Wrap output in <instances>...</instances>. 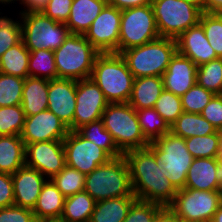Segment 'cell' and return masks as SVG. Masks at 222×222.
I'll list each match as a JSON object with an SVG mask.
<instances>
[{
    "label": "cell",
    "instance_id": "cell-37",
    "mask_svg": "<svg viewBox=\"0 0 222 222\" xmlns=\"http://www.w3.org/2000/svg\"><path fill=\"white\" fill-rule=\"evenodd\" d=\"M25 79L0 73V107L21 105Z\"/></svg>",
    "mask_w": 222,
    "mask_h": 222
},
{
    "label": "cell",
    "instance_id": "cell-47",
    "mask_svg": "<svg viewBox=\"0 0 222 222\" xmlns=\"http://www.w3.org/2000/svg\"><path fill=\"white\" fill-rule=\"evenodd\" d=\"M14 205L12 175L0 173V208Z\"/></svg>",
    "mask_w": 222,
    "mask_h": 222
},
{
    "label": "cell",
    "instance_id": "cell-19",
    "mask_svg": "<svg viewBox=\"0 0 222 222\" xmlns=\"http://www.w3.org/2000/svg\"><path fill=\"white\" fill-rule=\"evenodd\" d=\"M48 179L38 170L26 165L12 174L14 205L32 209Z\"/></svg>",
    "mask_w": 222,
    "mask_h": 222
},
{
    "label": "cell",
    "instance_id": "cell-34",
    "mask_svg": "<svg viewBox=\"0 0 222 222\" xmlns=\"http://www.w3.org/2000/svg\"><path fill=\"white\" fill-rule=\"evenodd\" d=\"M28 73L31 77L48 80L57 79L54 53L52 50L39 49L30 52Z\"/></svg>",
    "mask_w": 222,
    "mask_h": 222
},
{
    "label": "cell",
    "instance_id": "cell-41",
    "mask_svg": "<svg viewBox=\"0 0 222 222\" xmlns=\"http://www.w3.org/2000/svg\"><path fill=\"white\" fill-rule=\"evenodd\" d=\"M214 94L197 83L181 96L183 112L200 114Z\"/></svg>",
    "mask_w": 222,
    "mask_h": 222
},
{
    "label": "cell",
    "instance_id": "cell-30",
    "mask_svg": "<svg viewBox=\"0 0 222 222\" xmlns=\"http://www.w3.org/2000/svg\"><path fill=\"white\" fill-rule=\"evenodd\" d=\"M30 51L21 40L18 44L9 48L0 58V73L22 78L29 76Z\"/></svg>",
    "mask_w": 222,
    "mask_h": 222
},
{
    "label": "cell",
    "instance_id": "cell-51",
    "mask_svg": "<svg viewBox=\"0 0 222 222\" xmlns=\"http://www.w3.org/2000/svg\"><path fill=\"white\" fill-rule=\"evenodd\" d=\"M206 13H222V0H206Z\"/></svg>",
    "mask_w": 222,
    "mask_h": 222
},
{
    "label": "cell",
    "instance_id": "cell-21",
    "mask_svg": "<svg viewBox=\"0 0 222 222\" xmlns=\"http://www.w3.org/2000/svg\"><path fill=\"white\" fill-rule=\"evenodd\" d=\"M221 161L218 158H194L184 188L220 190Z\"/></svg>",
    "mask_w": 222,
    "mask_h": 222
},
{
    "label": "cell",
    "instance_id": "cell-44",
    "mask_svg": "<svg viewBox=\"0 0 222 222\" xmlns=\"http://www.w3.org/2000/svg\"><path fill=\"white\" fill-rule=\"evenodd\" d=\"M72 3L73 0H49L42 13L56 22L66 24Z\"/></svg>",
    "mask_w": 222,
    "mask_h": 222
},
{
    "label": "cell",
    "instance_id": "cell-23",
    "mask_svg": "<svg viewBox=\"0 0 222 222\" xmlns=\"http://www.w3.org/2000/svg\"><path fill=\"white\" fill-rule=\"evenodd\" d=\"M106 4V0H73L66 22L70 33L84 35Z\"/></svg>",
    "mask_w": 222,
    "mask_h": 222
},
{
    "label": "cell",
    "instance_id": "cell-25",
    "mask_svg": "<svg viewBox=\"0 0 222 222\" xmlns=\"http://www.w3.org/2000/svg\"><path fill=\"white\" fill-rule=\"evenodd\" d=\"M48 87V79L31 76L25 78L21 106L26 116L47 110Z\"/></svg>",
    "mask_w": 222,
    "mask_h": 222
},
{
    "label": "cell",
    "instance_id": "cell-10",
    "mask_svg": "<svg viewBox=\"0 0 222 222\" xmlns=\"http://www.w3.org/2000/svg\"><path fill=\"white\" fill-rule=\"evenodd\" d=\"M159 37L151 4L121 10L118 54Z\"/></svg>",
    "mask_w": 222,
    "mask_h": 222
},
{
    "label": "cell",
    "instance_id": "cell-8",
    "mask_svg": "<svg viewBox=\"0 0 222 222\" xmlns=\"http://www.w3.org/2000/svg\"><path fill=\"white\" fill-rule=\"evenodd\" d=\"M149 147L155 153L160 167L170 173L167 179L177 190L183 189L194 159L187 149L185 139L169 132L150 142Z\"/></svg>",
    "mask_w": 222,
    "mask_h": 222
},
{
    "label": "cell",
    "instance_id": "cell-6",
    "mask_svg": "<svg viewBox=\"0 0 222 222\" xmlns=\"http://www.w3.org/2000/svg\"><path fill=\"white\" fill-rule=\"evenodd\" d=\"M101 120L123 154L149 146L140 129L136 110L129 103H109Z\"/></svg>",
    "mask_w": 222,
    "mask_h": 222
},
{
    "label": "cell",
    "instance_id": "cell-54",
    "mask_svg": "<svg viewBox=\"0 0 222 222\" xmlns=\"http://www.w3.org/2000/svg\"><path fill=\"white\" fill-rule=\"evenodd\" d=\"M221 133H222V131H221ZM218 159L222 162V138H221V145H220V149H219Z\"/></svg>",
    "mask_w": 222,
    "mask_h": 222
},
{
    "label": "cell",
    "instance_id": "cell-9",
    "mask_svg": "<svg viewBox=\"0 0 222 222\" xmlns=\"http://www.w3.org/2000/svg\"><path fill=\"white\" fill-rule=\"evenodd\" d=\"M151 6L160 37L173 39L198 25L203 13L185 0H152Z\"/></svg>",
    "mask_w": 222,
    "mask_h": 222
},
{
    "label": "cell",
    "instance_id": "cell-49",
    "mask_svg": "<svg viewBox=\"0 0 222 222\" xmlns=\"http://www.w3.org/2000/svg\"><path fill=\"white\" fill-rule=\"evenodd\" d=\"M153 222H183L169 206H163L156 214Z\"/></svg>",
    "mask_w": 222,
    "mask_h": 222
},
{
    "label": "cell",
    "instance_id": "cell-14",
    "mask_svg": "<svg viewBox=\"0 0 222 222\" xmlns=\"http://www.w3.org/2000/svg\"><path fill=\"white\" fill-rule=\"evenodd\" d=\"M108 104L104 93L91 78L76 80L73 131L85 124L100 120Z\"/></svg>",
    "mask_w": 222,
    "mask_h": 222
},
{
    "label": "cell",
    "instance_id": "cell-38",
    "mask_svg": "<svg viewBox=\"0 0 222 222\" xmlns=\"http://www.w3.org/2000/svg\"><path fill=\"white\" fill-rule=\"evenodd\" d=\"M26 115L21 105L0 107V136L19 135Z\"/></svg>",
    "mask_w": 222,
    "mask_h": 222
},
{
    "label": "cell",
    "instance_id": "cell-24",
    "mask_svg": "<svg viewBox=\"0 0 222 222\" xmlns=\"http://www.w3.org/2000/svg\"><path fill=\"white\" fill-rule=\"evenodd\" d=\"M163 90V79L160 76L135 78L128 103L135 110L154 108Z\"/></svg>",
    "mask_w": 222,
    "mask_h": 222
},
{
    "label": "cell",
    "instance_id": "cell-45",
    "mask_svg": "<svg viewBox=\"0 0 222 222\" xmlns=\"http://www.w3.org/2000/svg\"><path fill=\"white\" fill-rule=\"evenodd\" d=\"M0 222H37L33 210L16 205L0 208Z\"/></svg>",
    "mask_w": 222,
    "mask_h": 222
},
{
    "label": "cell",
    "instance_id": "cell-43",
    "mask_svg": "<svg viewBox=\"0 0 222 222\" xmlns=\"http://www.w3.org/2000/svg\"><path fill=\"white\" fill-rule=\"evenodd\" d=\"M162 207L157 203L137 199L132 204L124 222H153L157 212Z\"/></svg>",
    "mask_w": 222,
    "mask_h": 222
},
{
    "label": "cell",
    "instance_id": "cell-3",
    "mask_svg": "<svg viewBox=\"0 0 222 222\" xmlns=\"http://www.w3.org/2000/svg\"><path fill=\"white\" fill-rule=\"evenodd\" d=\"M84 190L97 202L132 196L129 167L124 156L112 158L86 175Z\"/></svg>",
    "mask_w": 222,
    "mask_h": 222
},
{
    "label": "cell",
    "instance_id": "cell-2",
    "mask_svg": "<svg viewBox=\"0 0 222 222\" xmlns=\"http://www.w3.org/2000/svg\"><path fill=\"white\" fill-rule=\"evenodd\" d=\"M109 103H128L135 77L125 59L117 53H100L90 77Z\"/></svg>",
    "mask_w": 222,
    "mask_h": 222
},
{
    "label": "cell",
    "instance_id": "cell-13",
    "mask_svg": "<svg viewBox=\"0 0 222 222\" xmlns=\"http://www.w3.org/2000/svg\"><path fill=\"white\" fill-rule=\"evenodd\" d=\"M121 10L106 4L83 35L99 53H117Z\"/></svg>",
    "mask_w": 222,
    "mask_h": 222
},
{
    "label": "cell",
    "instance_id": "cell-18",
    "mask_svg": "<svg viewBox=\"0 0 222 222\" xmlns=\"http://www.w3.org/2000/svg\"><path fill=\"white\" fill-rule=\"evenodd\" d=\"M197 71L190 58L176 51L162 75L164 89L181 97L196 84Z\"/></svg>",
    "mask_w": 222,
    "mask_h": 222
},
{
    "label": "cell",
    "instance_id": "cell-48",
    "mask_svg": "<svg viewBox=\"0 0 222 222\" xmlns=\"http://www.w3.org/2000/svg\"><path fill=\"white\" fill-rule=\"evenodd\" d=\"M106 2L107 4L114 6L119 10H124L151 4L152 0H106Z\"/></svg>",
    "mask_w": 222,
    "mask_h": 222
},
{
    "label": "cell",
    "instance_id": "cell-35",
    "mask_svg": "<svg viewBox=\"0 0 222 222\" xmlns=\"http://www.w3.org/2000/svg\"><path fill=\"white\" fill-rule=\"evenodd\" d=\"M196 83L214 95H222V58L198 66Z\"/></svg>",
    "mask_w": 222,
    "mask_h": 222
},
{
    "label": "cell",
    "instance_id": "cell-57",
    "mask_svg": "<svg viewBox=\"0 0 222 222\" xmlns=\"http://www.w3.org/2000/svg\"><path fill=\"white\" fill-rule=\"evenodd\" d=\"M16 1H19L20 4H23L26 0H16Z\"/></svg>",
    "mask_w": 222,
    "mask_h": 222
},
{
    "label": "cell",
    "instance_id": "cell-55",
    "mask_svg": "<svg viewBox=\"0 0 222 222\" xmlns=\"http://www.w3.org/2000/svg\"><path fill=\"white\" fill-rule=\"evenodd\" d=\"M12 2L14 3V2H16V0H0V4L2 3V4H5V5L10 4Z\"/></svg>",
    "mask_w": 222,
    "mask_h": 222
},
{
    "label": "cell",
    "instance_id": "cell-46",
    "mask_svg": "<svg viewBox=\"0 0 222 222\" xmlns=\"http://www.w3.org/2000/svg\"><path fill=\"white\" fill-rule=\"evenodd\" d=\"M200 114L216 130L222 131V95H214Z\"/></svg>",
    "mask_w": 222,
    "mask_h": 222
},
{
    "label": "cell",
    "instance_id": "cell-28",
    "mask_svg": "<svg viewBox=\"0 0 222 222\" xmlns=\"http://www.w3.org/2000/svg\"><path fill=\"white\" fill-rule=\"evenodd\" d=\"M95 203L85 190L66 197L59 222H89Z\"/></svg>",
    "mask_w": 222,
    "mask_h": 222
},
{
    "label": "cell",
    "instance_id": "cell-11",
    "mask_svg": "<svg viewBox=\"0 0 222 222\" xmlns=\"http://www.w3.org/2000/svg\"><path fill=\"white\" fill-rule=\"evenodd\" d=\"M221 204L220 190L183 188L178 190L169 207L183 222H210Z\"/></svg>",
    "mask_w": 222,
    "mask_h": 222
},
{
    "label": "cell",
    "instance_id": "cell-40",
    "mask_svg": "<svg viewBox=\"0 0 222 222\" xmlns=\"http://www.w3.org/2000/svg\"><path fill=\"white\" fill-rule=\"evenodd\" d=\"M154 109L170 126L183 113L181 97L164 89L157 99Z\"/></svg>",
    "mask_w": 222,
    "mask_h": 222
},
{
    "label": "cell",
    "instance_id": "cell-1",
    "mask_svg": "<svg viewBox=\"0 0 222 222\" xmlns=\"http://www.w3.org/2000/svg\"><path fill=\"white\" fill-rule=\"evenodd\" d=\"M127 161L132 192L138 200L169 206L178 190L167 179L170 173L160 167L153 150H130L123 154Z\"/></svg>",
    "mask_w": 222,
    "mask_h": 222
},
{
    "label": "cell",
    "instance_id": "cell-56",
    "mask_svg": "<svg viewBox=\"0 0 222 222\" xmlns=\"http://www.w3.org/2000/svg\"><path fill=\"white\" fill-rule=\"evenodd\" d=\"M220 191L222 192V162H221V172H220Z\"/></svg>",
    "mask_w": 222,
    "mask_h": 222
},
{
    "label": "cell",
    "instance_id": "cell-42",
    "mask_svg": "<svg viewBox=\"0 0 222 222\" xmlns=\"http://www.w3.org/2000/svg\"><path fill=\"white\" fill-rule=\"evenodd\" d=\"M21 20L0 16V58L11 47L22 39Z\"/></svg>",
    "mask_w": 222,
    "mask_h": 222
},
{
    "label": "cell",
    "instance_id": "cell-17",
    "mask_svg": "<svg viewBox=\"0 0 222 222\" xmlns=\"http://www.w3.org/2000/svg\"><path fill=\"white\" fill-rule=\"evenodd\" d=\"M76 107V80L57 78L49 80L47 110L54 113L70 131Z\"/></svg>",
    "mask_w": 222,
    "mask_h": 222
},
{
    "label": "cell",
    "instance_id": "cell-20",
    "mask_svg": "<svg viewBox=\"0 0 222 222\" xmlns=\"http://www.w3.org/2000/svg\"><path fill=\"white\" fill-rule=\"evenodd\" d=\"M177 51L190 58L197 66L218 59L200 24L187 29L178 38Z\"/></svg>",
    "mask_w": 222,
    "mask_h": 222
},
{
    "label": "cell",
    "instance_id": "cell-33",
    "mask_svg": "<svg viewBox=\"0 0 222 222\" xmlns=\"http://www.w3.org/2000/svg\"><path fill=\"white\" fill-rule=\"evenodd\" d=\"M222 133L186 138V146L193 158H218Z\"/></svg>",
    "mask_w": 222,
    "mask_h": 222
},
{
    "label": "cell",
    "instance_id": "cell-32",
    "mask_svg": "<svg viewBox=\"0 0 222 222\" xmlns=\"http://www.w3.org/2000/svg\"><path fill=\"white\" fill-rule=\"evenodd\" d=\"M140 129L150 143L170 132V126L154 108L136 110Z\"/></svg>",
    "mask_w": 222,
    "mask_h": 222
},
{
    "label": "cell",
    "instance_id": "cell-31",
    "mask_svg": "<svg viewBox=\"0 0 222 222\" xmlns=\"http://www.w3.org/2000/svg\"><path fill=\"white\" fill-rule=\"evenodd\" d=\"M82 137L105 150L112 158L123 156L112 135L105 129L102 120H97L81 126L76 130Z\"/></svg>",
    "mask_w": 222,
    "mask_h": 222
},
{
    "label": "cell",
    "instance_id": "cell-39",
    "mask_svg": "<svg viewBox=\"0 0 222 222\" xmlns=\"http://www.w3.org/2000/svg\"><path fill=\"white\" fill-rule=\"evenodd\" d=\"M199 24L217 57L222 58V13L203 12Z\"/></svg>",
    "mask_w": 222,
    "mask_h": 222
},
{
    "label": "cell",
    "instance_id": "cell-12",
    "mask_svg": "<svg viewBox=\"0 0 222 222\" xmlns=\"http://www.w3.org/2000/svg\"><path fill=\"white\" fill-rule=\"evenodd\" d=\"M63 144L66 165L85 175L112 159L105 150L82 137L77 131H70Z\"/></svg>",
    "mask_w": 222,
    "mask_h": 222
},
{
    "label": "cell",
    "instance_id": "cell-16",
    "mask_svg": "<svg viewBox=\"0 0 222 222\" xmlns=\"http://www.w3.org/2000/svg\"><path fill=\"white\" fill-rule=\"evenodd\" d=\"M70 132L69 128L49 110L26 116L20 134L25 146L42 141H63Z\"/></svg>",
    "mask_w": 222,
    "mask_h": 222
},
{
    "label": "cell",
    "instance_id": "cell-27",
    "mask_svg": "<svg viewBox=\"0 0 222 222\" xmlns=\"http://www.w3.org/2000/svg\"><path fill=\"white\" fill-rule=\"evenodd\" d=\"M136 196L97 201L89 222H124Z\"/></svg>",
    "mask_w": 222,
    "mask_h": 222
},
{
    "label": "cell",
    "instance_id": "cell-36",
    "mask_svg": "<svg viewBox=\"0 0 222 222\" xmlns=\"http://www.w3.org/2000/svg\"><path fill=\"white\" fill-rule=\"evenodd\" d=\"M85 179V174L66 165L50 180L65 197H68L78 192L84 191Z\"/></svg>",
    "mask_w": 222,
    "mask_h": 222
},
{
    "label": "cell",
    "instance_id": "cell-26",
    "mask_svg": "<svg viewBox=\"0 0 222 222\" xmlns=\"http://www.w3.org/2000/svg\"><path fill=\"white\" fill-rule=\"evenodd\" d=\"M26 146L19 135L0 136V173L14 174L25 165Z\"/></svg>",
    "mask_w": 222,
    "mask_h": 222
},
{
    "label": "cell",
    "instance_id": "cell-50",
    "mask_svg": "<svg viewBox=\"0 0 222 222\" xmlns=\"http://www.w3.org/2000/svg\"><path fill=\"white\" fill-rule=\"evenodd\" d=\"M49 0H26L22 5L24 8L20 12H42Z\"/></svg>",
    "mask_w": 222,
    "mask_h": 222
},
{
    "label": "cell",
    "instance_id": "cell-15",
    "mask_svg": "<svg viewBox=\"0 0 222 222\" xmlns=\"http://www.w3.org/2000/svg\"><path fill=\"white\" fill-rule=\"evenodd\" d=\"M25 165L38 170L47 179H51L66 166L63 141L54 140L27 144Z\"/></svg>",
    "mask_w": 222,
    "mask_h": 222
},
{
    "label": "cell",
    "instance_id": "cell-53",
    "mask_svg": "<svg viewBox=\"0 0 222 222\" xmlns=\"http://www.w3.org/2000/svg\"><path fill=\"white\" fill-rule=\"evenodd\" d=\"M210 222H222V204L219 206Z\"/></svg>",
    "mask_w": 222,
    "mask_h": 222
},
{
    "label": "cell",
    "instance_id": "cell-29",
    "mask_svg": "<svg viewBox=\"0 0 222 222\" xmlns=\"http://www.w3.org/2000/svg\"><path fill=\"white\" fill-rule=\"evenodd\" d=\"M217 130L201 114L183 112L170 125V132L184 139L213 134Z\"/></svg>",
    "mask_w": 222,
    "mask_h": 222
},
{
    "label": "cell",
    "instance_id": "cell-4",
    "mask_svg": "<svg viewBox=\"0 0 222 222\" xmlns=\"http://www.w3.org/2000/svg\"><path fill=\"white\" fill-rule=\"evenodd\" d=\"M176 51V39L159 37L144 45L127 49L121 53V56L135 78L162 77Z\"/></svg>",
    "mask_w": 222,
    "mask_h": 222
},
{
    "label": "cell",
    "instance_id": "cell-52",
    "mask_svg": "<svg viewBox=\"0 0 222 222\" xmlns=\"http://www.w3.org/2000/svg\"><path fill=\"white\" fill-rule=\"evenodd\" d=\"M206 13V0H185Z\"/></svg>",
    "mask_w": 222,
    "mask_h": 222
},
{
    "label": "cell",
    "instance_id": "cell-22",
    "mask_svg": "<svg viewBox=\"0 0 222 222\" xmlns=\"http://www.w3.org/2000/svg\"><path fill=\"white\" fill-rule=\"evenodd\" d=\"M65 198L55 184L48 179L33 208L37 222L59 221L63 213Z\"/></svg>",
    "mask_w": 222,
    "mask_h": 222
},
{
    "label": "cell",
    "instance_id": "cell-5",
    "mask_svg": "<svg viewBox=\"0 0 222 222\" xmlns=\"http://www.w3.org/2000/svg\"><path fill=\"white\" fill-rule=\"evenodd\" d=\"M53 53L57 78L74 80L90 78L100 54L83 35L71 33Z\"/></svg>",
    "mask_w": 222,
    "mask_h": 222
},
{
    "label": "cell",
    "instance_id": "cell-7",
    "mask_svg": "<svg viewBox=\"0 0 222 222\" xmlns=\"http://www.w3.org/2000/svg\"><path fill=\"white\" fill-rule=\"evenodd\" d=\"M22 41L32 52L39 49L55 51L70 34L66 24L56 22L42 12H20Z\"/></svg>",
    "mask_w": 222,
    "mask_h": 222
}]
</instances>
